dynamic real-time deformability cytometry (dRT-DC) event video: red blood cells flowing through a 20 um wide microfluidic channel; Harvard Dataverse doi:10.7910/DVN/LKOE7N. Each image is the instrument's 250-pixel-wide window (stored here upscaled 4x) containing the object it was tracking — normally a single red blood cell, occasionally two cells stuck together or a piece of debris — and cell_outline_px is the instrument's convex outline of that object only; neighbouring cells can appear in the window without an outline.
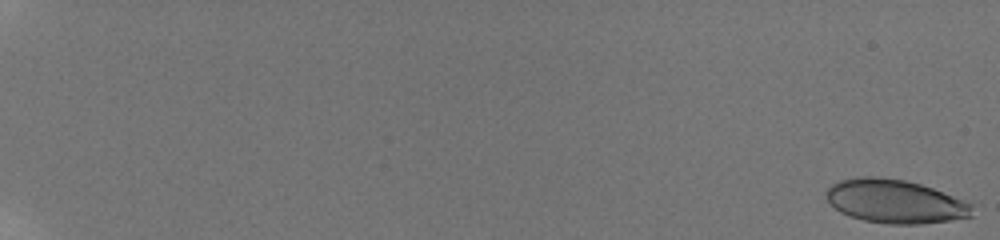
{"species": "human", "species_latin": "Homo sapiens", "temperature_condition": "room temperature", "stored_images_in_passage": 26, "camera_frame_rate_fps": 3000, "um_per_image_px": 0.085, "donor": {"sex": "male"}, "frame": {"image": 1, "passage_image": 1, "time_ms": 0.0, "image_size_px": [1000, 240], "cell_outline_px": [[972, 216], [948, 220], [920, 224], [888, 224], [864, 220], [840, 212], [824, 196], [824, 192], [832, 184], [840, 180], [864, 176], [872, 176], [904, 180], [920, 184], [932, 188], [972, 204]], "centroid_in_image_um": [76.04, 17.11], "position_along_channel_um": 9.0, "area_um2": 36.65}}